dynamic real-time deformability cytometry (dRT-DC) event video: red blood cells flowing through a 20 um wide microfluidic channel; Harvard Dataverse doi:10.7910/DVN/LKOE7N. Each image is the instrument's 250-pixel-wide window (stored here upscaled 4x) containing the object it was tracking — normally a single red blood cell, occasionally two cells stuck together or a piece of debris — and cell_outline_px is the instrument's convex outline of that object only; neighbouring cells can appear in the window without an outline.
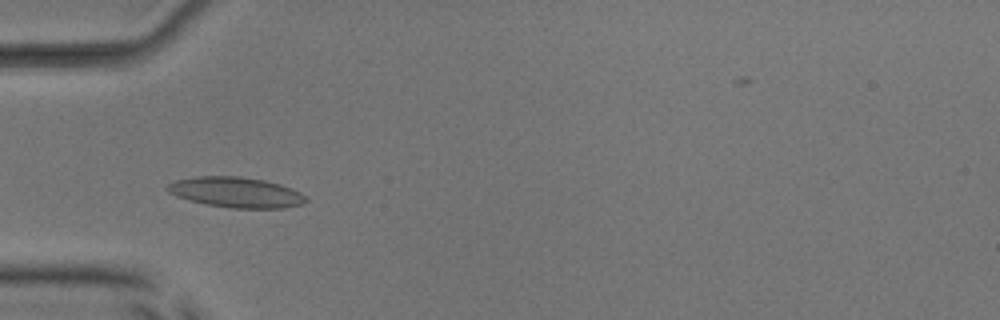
{"species": "common noctule bat (a hibernating species)", "species_latin": "Nyctalus noctula", "temperature_condition": "room temperature", "stored_images_in_passage": 52, "camera_frame_rate_fps": 3000, "um_per_image_px": 0.085, "animal": {"sex": "male", "body_mass_g": 17.9, "forearm_length_mm": 54.2}, "frame": {"image": 1, "passage_image": 17, "time_ms": 5.333, "image_size_px": [1000, 320], "cell_outline_px": [[308, 200], [304, 204], [284, 208], [228, 208], [204, 204], [176, 196], [168, 192], [164, 188], [168, 184], [176, 180], [196, 176], [240, 176], [264, 180], [280, 184], [292, 188], [300, 192]], "centroid_in_image_um": [20.06, 16.35], "position_along_channel_um": 64.9, "area_um2": 24.74}}
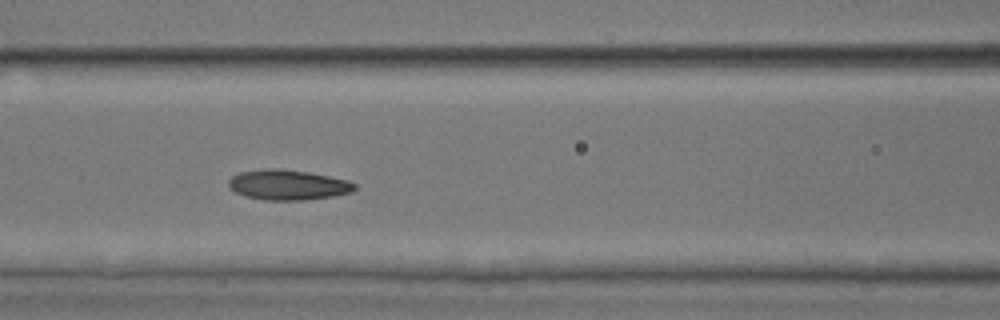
{"frame": {"image": 2, "passage_image": 23, "time_ms": 7.333, "image_size_px": [1000, 320], "cell_outline_px": [[356, 188], [352, 192], [332, 196], [304, 200], [264, 200], [244, 196], [236, 192], [228, 184], [228, 180], [232, 176], [240, 172], [264, 168], [276, 168], [308, 172], [348, 180], [356, 184]], "centroid_in_image_um": [24.47, 15.71], "position_along_channel_um": 142.1, "area_um2": 22.14}}
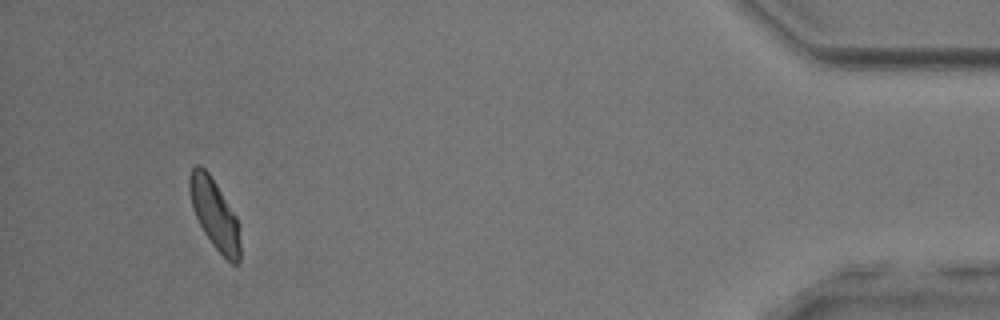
{"frame": {"image": 3, "passage_image": 49, "time_ms": 16.0, "image_size_px": [1000, 320], "cell_outline_px": [[240, 260], [236, 264], [232, 264], [212, 244], [204, 232], [196, 216], [192, 204], [188, 188], [188, 176], [192, 168], [196, 164], [200, 164], [208, 172], [236, 216], [240, 224]], "centroid_in_image_um": [18.25, 18.19], "position_along_channel_um": 417.0, "area_um2": 20.52}, "authors_computed_cell_mechanics": {"area_um2": 21.6172, "velocity_mm_per_s": 3.9515, "shape_relaxation_time_tau1_ms": 4.0063, "shape_relaxation_time_tau2_ms": 2.3778, "deformation_change_tau1": 0.1089, "deformation_change_tau2": 0.0851}}